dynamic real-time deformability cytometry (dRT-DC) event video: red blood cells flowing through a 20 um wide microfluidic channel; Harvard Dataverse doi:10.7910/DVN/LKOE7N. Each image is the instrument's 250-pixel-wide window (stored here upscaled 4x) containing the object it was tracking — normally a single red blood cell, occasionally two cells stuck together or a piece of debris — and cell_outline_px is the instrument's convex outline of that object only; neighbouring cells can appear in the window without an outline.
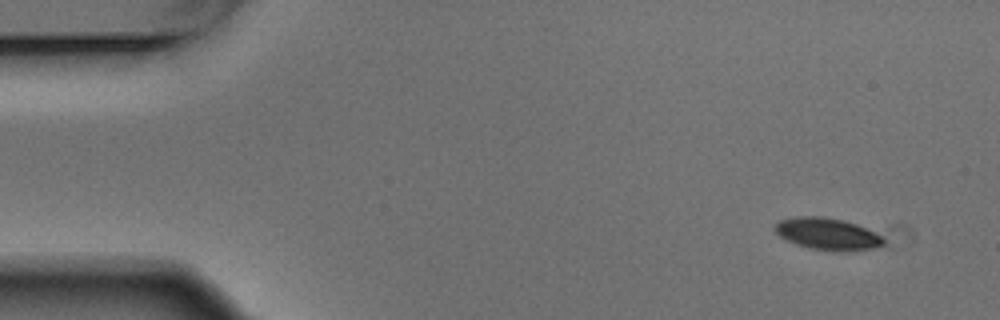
{"species": "Egyptian fruit bat (a non-hibernating species)", "species_latin": "Rousettus aegyptiacus", "temperature_condition": "warm", "stored_images_in_passage": 4, "camera_frame_rate_fps": 3000, "um_per_image_px": 0.085, "animal": {"sex": "male"}, "frame": {"image": 1, "passage_image": 1, "time_ms": 0.0, "image_size_px": [1000, 320], "cell_outline_px": [[884, 244], [880, 248], [844, 252], [836, 252], [808, 248], [796, 244], [780, 236], [772, 228], [780, 220], [796, 216], [824, 216], [856, 224], [876, 232], [884, 240]], "centroid_in_image_um": [70.36, 19.9], "position_along_channel_um": 14.6, "area_um2": 20.46}}
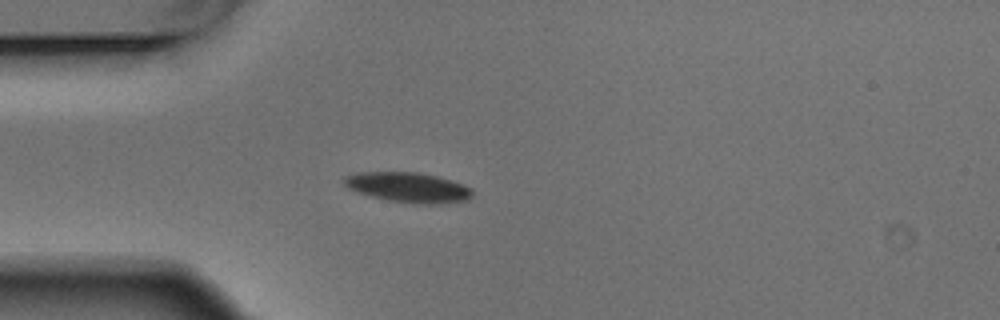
{"frame": {"image": 2, "passage_image": 3, "time_ms": 0.667, "image_size_px": [1000, 320], "cell_outline_px": [[472, 196], [468, 200], [444, 204], [412, 204], [388, 200], [372, 196], [348, 188], [344, 184], [344, 176], [356, 172], [416, 172], [436, 176], [452, 180], [464, 184], [472, 188]], "centroid_in_image_um": [34.74, 15.93], "position_along_channel_um": 50.3, "area_um2": 22.6}}